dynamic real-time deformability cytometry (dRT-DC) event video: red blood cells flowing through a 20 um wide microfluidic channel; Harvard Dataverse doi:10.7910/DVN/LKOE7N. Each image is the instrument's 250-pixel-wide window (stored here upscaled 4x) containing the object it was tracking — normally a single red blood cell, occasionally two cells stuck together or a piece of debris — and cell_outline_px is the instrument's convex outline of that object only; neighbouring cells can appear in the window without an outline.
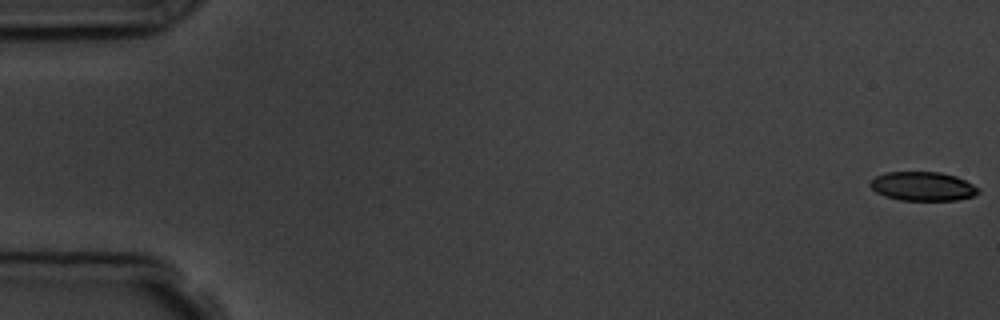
{"species": "common noctule bat (a hibernating species)", "species_latin": "Nyctalus noctula", "temperature_condition": "room temperature", "stored_images_in_passage": 6, "segment_of_instrument_passage": [2, 2], "camera_frame_rate_fps": 3000, "um_per_image_px": 0.085, "animal": {"sex": "male", "body_mass_g": 19.5, "forearm_length_mm": 54.6}, "frame": {"image": 1, "passage_image": 6, "time_ms": 5.667, "image_size_px": [1000, 320], "cell_outline_px": [[980, 192], [972, 196], [956, 200], [900, 200], [884, 196], [876, 192], [868, 184], [876, 176], [884, 172], [940, 172], [956, 176], [980, 188]], "centroid_in_image_um": [78.42, 15.83], "position_along_channel_um": 6.6, "area_um2": 18.26}}